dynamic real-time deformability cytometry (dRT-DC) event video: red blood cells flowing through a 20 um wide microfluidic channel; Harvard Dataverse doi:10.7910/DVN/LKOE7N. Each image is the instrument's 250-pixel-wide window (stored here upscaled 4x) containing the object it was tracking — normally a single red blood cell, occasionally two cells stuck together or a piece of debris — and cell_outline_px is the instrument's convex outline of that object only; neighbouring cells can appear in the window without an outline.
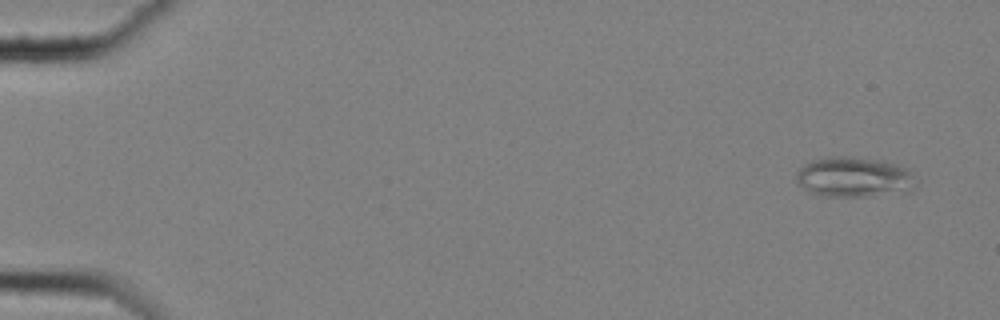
{"species": "common noctule bat (a hibernating species)", "species_latin": "Nyctalus noctula", "temperature_condition": "cold", "stored_images_in_passage": 59, "camera_frame_rate_fps": 3000, "um_per_image_px": 0.085, "animal": {"sex": "female", "body_mass_g": 25.1}, "frame": {"image": 1, "passage_image": 4, "time_ms": 1.0, "image_size_px": [1000, 320], "cell_outline_px": [[920, 184], [912, 192], [868, 196], [824, 196], [808, 192], [796, 180], [796, 172], [804, 164], [812, 160], [836, 156], [852, 156], [884, 160], [912, 168]], "centroid_in_image_um": [72.74, 15.05], "position_along_channel_um": 12.3, "area_um2": 29.02}}
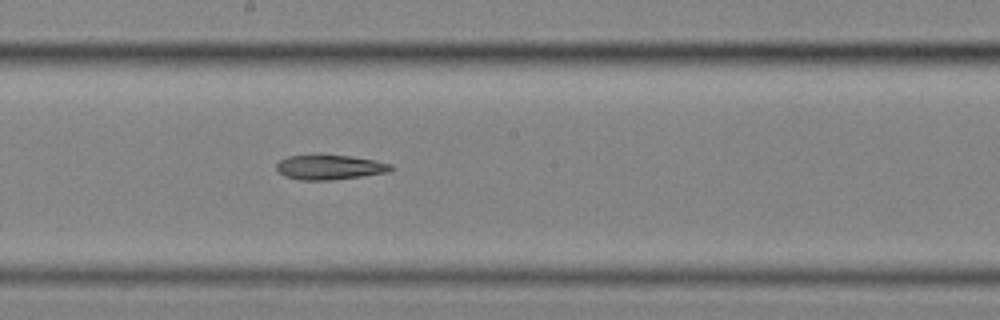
{"frame": {"image": 2, "passage_image": 34, "time_ms": 11.0, "image_size_px": [1000, 320], "cell_outline_px": [[396, 168], [388, 172], [332, 180], [300, 180], [284, 176], [276, 168], [276, 164], [280, 160], [288, 156], [348, 156], [372, 160], [392, 164]], "centroid_in_image_um": [28.03, 14.23], "position_along_channel_um": 220.2, "area_um2": 16.13}}
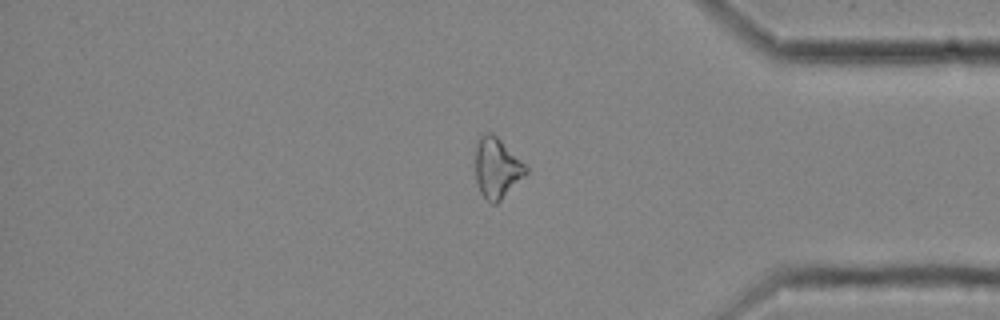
{"frame": {"image": 3, "passage_image": 50, "time_ms": 16.333, "image_size_px": [1000, 320], "cell_outline_px": [[528, 172], [496, 204], [492, 204], [480, 192], [476, 180], [476, 140], [484, 132], [492, 132], [528, 168]], "centroid_in_image_um": [42.21, 14.26], "position_along_channel_um": 393.0, "area_um2": 17.4}}